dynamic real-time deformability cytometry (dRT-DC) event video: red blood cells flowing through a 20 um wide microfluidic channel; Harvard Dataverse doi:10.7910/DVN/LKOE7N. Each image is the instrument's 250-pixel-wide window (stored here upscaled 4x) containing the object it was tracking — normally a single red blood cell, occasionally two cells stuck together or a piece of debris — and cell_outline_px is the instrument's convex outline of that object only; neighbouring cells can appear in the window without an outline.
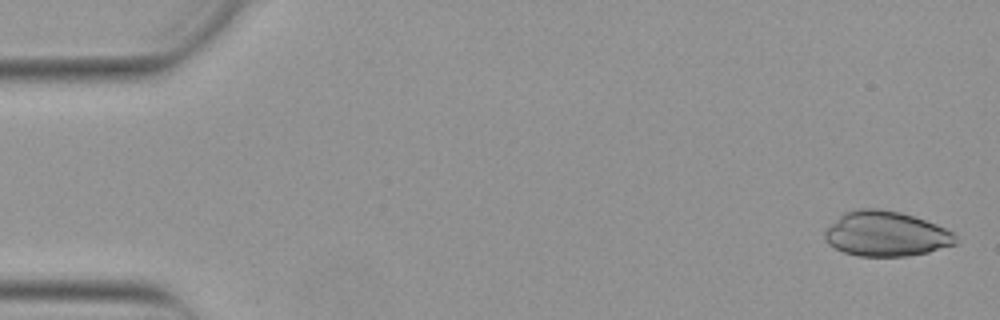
{"species": "Egyptian fruit bat (a non-hibernating species)", "species_latin": "Rousettus aegyptiacus", "temperature_condition": "warm", "stored_images_in_passage": 52, "camera_frame_rate_fps": 3000, "um_per_image_px": 0.085, "animal": {"sex": "female"}, "frame": {"image": 1, "passage_image": 2, "time_ms": 0.333, "image_size_px": [1000, 320], "cell_outline_px": [[960, 240], [956, 244], [928, 252], [908, 256], [860, 256], [844, 252], [828, 244], [824, 240], [824, 228], [844, 212], [860, 208], [880, 208], [900, 212], [936, 224], [956, 232]], "centroid_in_image_um": [75.32, 19.87], "position_along_channel_um": 9.7, "area_um2": 34.74}}
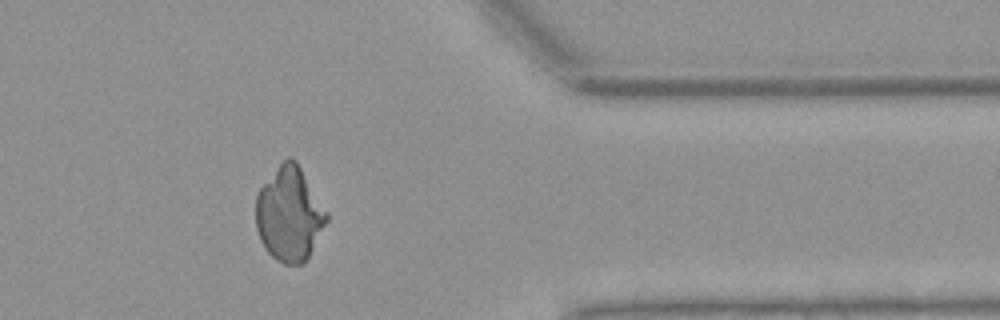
{"frame": {"image": 2, "passage_image": 43, "time_ms": 14.0, "image_size_px": [1000, 320], "cell_outline_px": [[328, 220], [304, 264], [284, 264], [276, 260], [264, 248], [260, 240], [256, 228], [256, 196], [260, 188], [280, 164], [288, 156], [292, 156], [296, 160], [328, 212]], "centroid_in_image_um": [24.6, 18.21], "position_along_channel_um": 386.8, "area_um2": 38.78}}
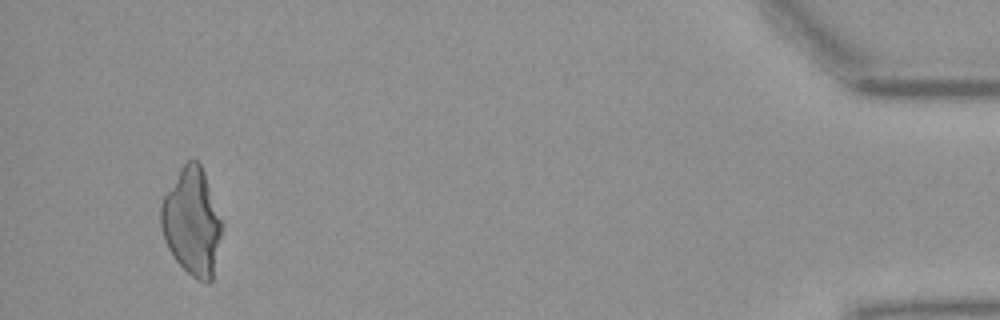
{"frame": {"image": 3, "passage_image": 50, "time_ms": 16.333, "image_size_px": [1000, 320], "cell_outline_px": [[224, 224], [212, 280], [208, 284], [192, 276], [172, 256], [164, 240], [160, 228], [160, 204], [164, 196], [180, 168], [188, 160], [196, 160], [200, 164], [204, 172]], "centroid_in_image_um": [16.32, 18.87], "position_along_channel_um": 418.9, "area_um2": 38.21}}